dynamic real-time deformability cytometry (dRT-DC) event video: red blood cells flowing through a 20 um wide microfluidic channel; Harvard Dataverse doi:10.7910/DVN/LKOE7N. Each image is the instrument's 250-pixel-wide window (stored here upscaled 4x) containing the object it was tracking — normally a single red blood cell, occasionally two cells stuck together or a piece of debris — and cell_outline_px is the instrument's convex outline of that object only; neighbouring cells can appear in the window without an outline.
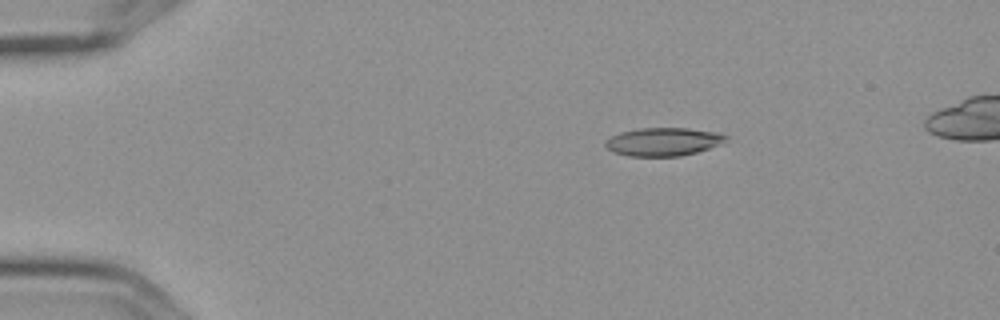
{"species": "Egyptian fruit bat (a non-hibernating species)", "species_latin": "Rousettus aegyptiacus", "temperature_condition": "cold", "stored_images_in_passage": 6, "segment_of_instrument_passage": [1, 2], "camera_frame_rate_fps": 3000, "um_per_image_px": 0.085, "frame": {"image": 1, "passage_image": 3, "time_ms": 0.667, "image_size_px": [1000, 320], "cell_outline_px": [[728, 140], [708, 148], [696, 152], [680, 156], [628, 156], [612, 152], [604, 144], [604, 140], [620, 132], [640, 128], [688, 128], [716, 132], [728, 136]], "centroid_in_image_um": [56.34, 12.04], "position_along_channel_um": 28.7, "area_um2": 19.77}}